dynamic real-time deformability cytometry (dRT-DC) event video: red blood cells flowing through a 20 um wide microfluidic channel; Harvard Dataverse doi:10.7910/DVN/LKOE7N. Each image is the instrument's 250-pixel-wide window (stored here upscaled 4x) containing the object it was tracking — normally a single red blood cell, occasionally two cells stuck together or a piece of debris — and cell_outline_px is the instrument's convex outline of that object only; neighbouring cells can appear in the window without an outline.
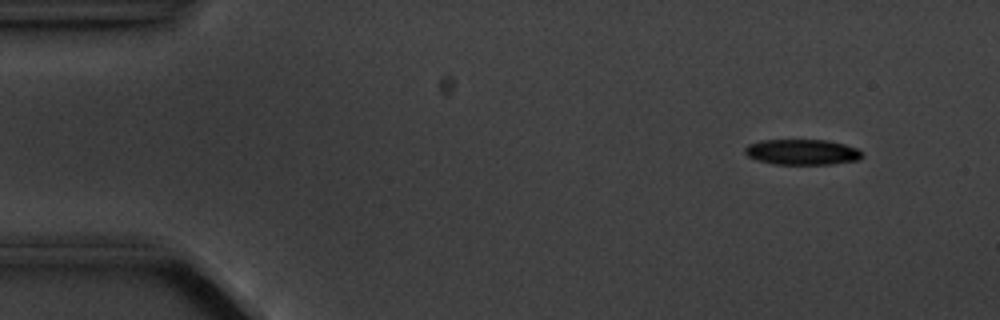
{"species": "common noctule bat (a hibernating species)", "species_latin": "Nyctalus noctula", "temperature_condition": "cold", "stored_images_in_passage": 5, "camera_frame_rate_fps": 3000, "um_per_image_px": 0.085, "animal": {"sex": "male", "body_mass_g": 20.1, "forearm_length_mm": 53.5}, "frame": {"image": 1, "passage_image": 2, "time_ms": 1.0, "image_size_px": [1000, 320], "cell_outline_px": [[864, 156], [856, 160], [832, 164], [776, 164], [756, 160], [748, 156], [744, 152], [744, 148], [748, 144], [760, 140], [828, 140], [844, 144], [856, 148]], "centroid_in_image_um": [68.14, 12.92], "position_along_channel_um": 16.9, "area_um2": 17.4}}